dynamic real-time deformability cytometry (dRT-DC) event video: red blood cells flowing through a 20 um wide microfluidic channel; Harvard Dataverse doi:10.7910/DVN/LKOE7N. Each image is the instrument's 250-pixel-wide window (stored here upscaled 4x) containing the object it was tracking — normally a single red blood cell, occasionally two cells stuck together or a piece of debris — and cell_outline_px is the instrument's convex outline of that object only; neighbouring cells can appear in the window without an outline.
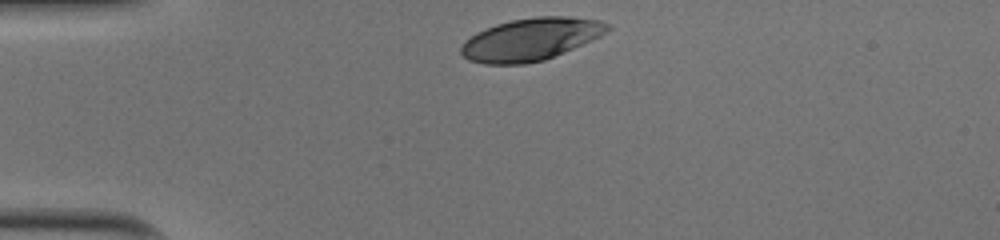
{"species": "human", "species_latin": "Homo sapiens", "temperature_condition": "cold", "stored_images_in_passage": 30, "camera_frame_rate_fps": 3000, "um_per_image_px": 0.085, "donor": {"sex": "male"}, "frame": {"image": 1, "passage_image": 1, "time_ms": 0.0, "image_size_px": [1000, 240], "cell_outline_px": [[612, 28], [600, 36], [592, 40], [564, 52], [544, 60], [524, 64], [484, 64], [468, 60], [460, 52], [460, 48], [464, 40], [476, 32], [496, 24], [512, 20], [536, 16], [572, 16], [600, 20], [612, 24]], "centroid_in_image_um": [45.13, 3.33], "position_along_channel_um": 39.9, "area_um2": 36.41}}
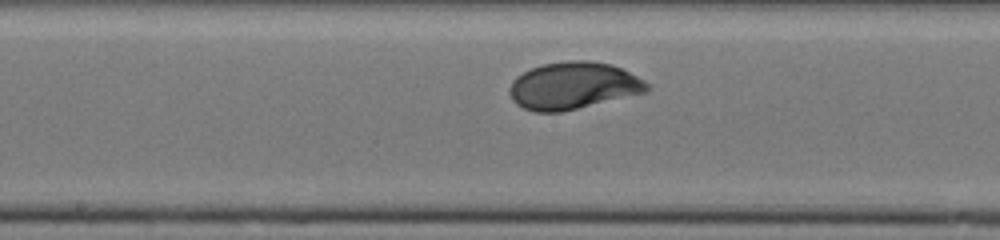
{"frame": {"image": 2, "passage_image": 16, "time_ms": 5.0, "image_size_px": [1000, 240], "cell_outline_px": [[648, 92], [564, 112], [536, 112], [524, 108], [516, 104], [512, 100], [512, 80], [516, 76], [540, 64], [568, 60], [588, 60], [612, 64], [644, 80], [648, 84]], "centroid_in_image_um": [48.75, 7.29], "position_along_channel_um": 199.5, "area_um2": 37.8}}
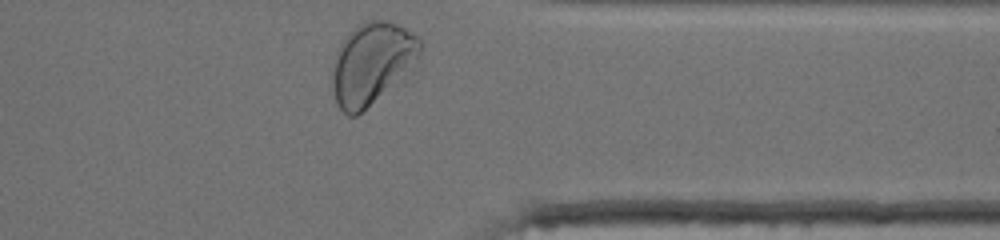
{"frame": {"image": 3, "passage_image": 30, "time_ms": 9.667, "image_size_px": [1000, 240], "cell_outline_px": [[424, 40], [420, 56], [412, 68], [356, 116], [348, 116], [336, 104], [328, 88], [336, 52], [340, 44], [360, 24], [368, 20], [388, 20], [404, 28]], "centroid_in_image_um": [31.58, 5.39], "position_along_channel_um": 379.8, "area_um2": 41.79}, "authors_computed_cell_mechanics": {"area_um2": 37.0787, "velocity_mm_per_s": 3.9587, "shape_relaxation_time_tau1_ms": 2.0727, "shape_relaxation_time_tau2_ms": null, "deformation_change_tau1": 0.1373, "deformation_change_tau2": null}}